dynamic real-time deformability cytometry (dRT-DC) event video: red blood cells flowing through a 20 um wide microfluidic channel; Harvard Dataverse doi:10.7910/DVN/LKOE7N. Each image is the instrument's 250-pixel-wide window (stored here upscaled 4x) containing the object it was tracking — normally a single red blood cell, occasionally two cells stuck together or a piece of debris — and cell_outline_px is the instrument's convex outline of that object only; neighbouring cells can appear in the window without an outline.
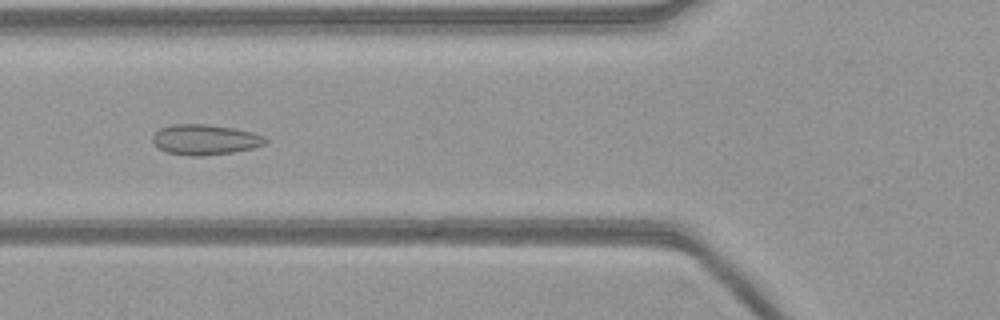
{"species": "common noctule bat (a hibernating species)", "species_latin": "Nyctalus noctula", "temperature_condition": "warm", "stored_images_in_passage": 54, "camera_frame_rate_fps": 3000, "um_per_image_px": 0.085, "animal": {"sex": "female", "body_mass_g": 21.9}, "frame": {"image": 1, "passage_image": 20, "time_ms": 6.333, "image_size_px": [1000, 320], "cell_outline_px": [[268, 140], [264, 144], [252, 148], [232, 152], [200, 156], [192, 156], [168, 152], [160, 148], [152, 140], [152, 136], [160, 128], [172, 124], [208, 124], [236, 128], [252, 132], [264, 136]], "centroid_in_image_um": [17.44, 11.85], "position_along_channel_um": 108.4, "area_um2": 19.83}}
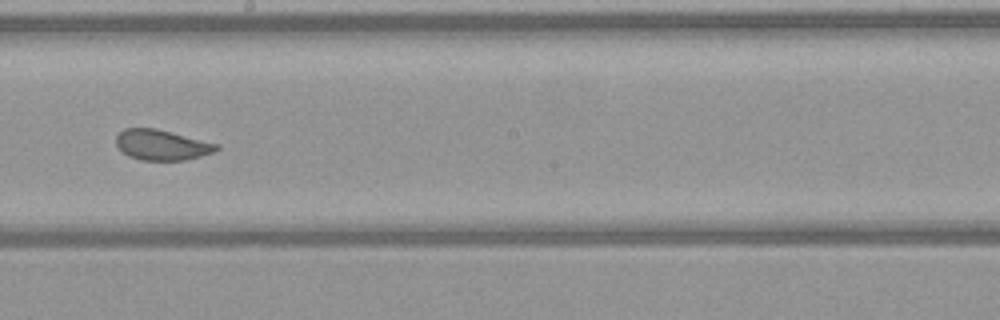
{"frame": {"image": 2, "passage_image": 30, "time_ms": 9.667, "image_size_px": [1000, 320], "cell_outline_px": [[220, 148], [216, 152], [184, 160], [140, 160], [128, 156], [116, 144], [116, 136], [124, 128], [156, 128], [220, 144]], "centroid_in_image_um": [13.79, 12.31], "position_along_channel_um": 234.4, "area_um2": 17.86}}
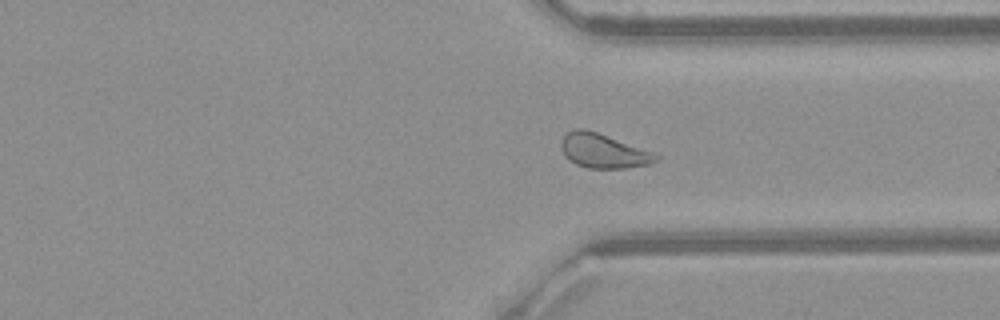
{"frame": {"image": 3, "passage_image": 40, "time_ms": 13.0, "image_size_px": [1000, 320], "cell_outline_px": [[660, 156], [656, 160], [648, 164], [628, 168], [588, 168], [576, 164], [568, 160], [564, 156], [560, 144], [564, 136], [568, 132], [576, 128], [584, 128], [596, 132], [652, 152]], "centroid_in_image_um": [51.23, 12.83], "position_along_channel_um": 360.2, "area_um2": 18.67}}